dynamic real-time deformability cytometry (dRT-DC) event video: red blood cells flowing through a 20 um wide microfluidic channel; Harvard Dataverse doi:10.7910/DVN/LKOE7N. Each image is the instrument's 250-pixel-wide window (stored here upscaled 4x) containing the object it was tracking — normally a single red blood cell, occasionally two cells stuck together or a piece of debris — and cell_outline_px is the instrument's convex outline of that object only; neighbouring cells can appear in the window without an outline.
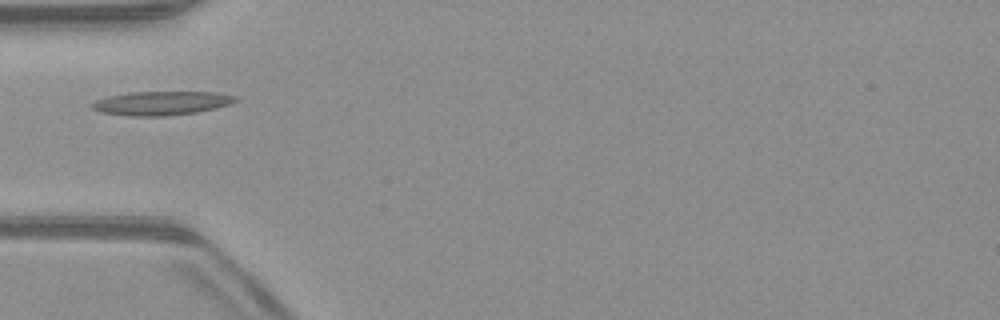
{"species": "common noctule bat (a hibernating species)", "species_latin": "Nyctalus noctula", "temperature_condition": "warm", "stored_images_in_passage": 29, "camera_frame_rate_fps": 3000, "um_per_image_px": 0.085, "animal": {"sex": "male", "body_mass_g": 23.1, "forearm_length_mm": 52.7}, "frame": {"image": 1, "passage_image": 1, "time_ms": 0.0, "image_size_px": [1000, 320], "cell_outline_px": [[240, 100], [216, 108], [196, 112], [164, 116], [128, 116], [100, 112], [92, 108], [88, 104], [96, 100], [108, 96], [128, 92], [216, 92], [240, 96]], "centroid_in_image_um": [13.73, 8.76], "position_along_channel_um": 71.3, "area_um2": 20.17}}
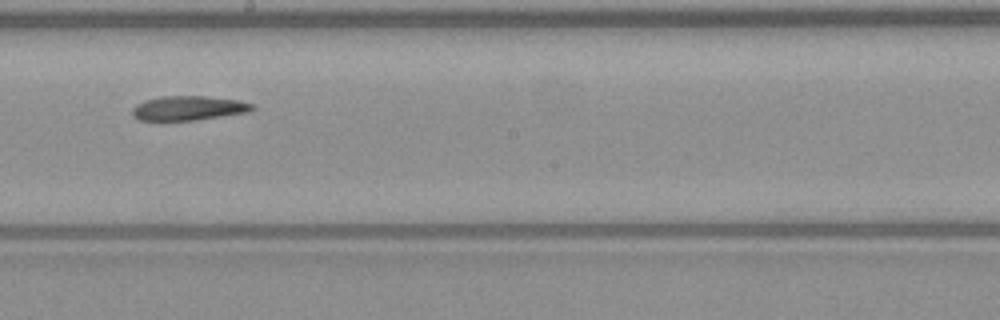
{"frame": {"image": 2, "passage_image": 13, "time_ms": 4.0, "image_size_px": [1000, 320], "cell_outline_px": [[256, 108], [248, 112], [192, 120], [140, 120], [132, 116], [132, 108], [136, 104], [144, 100], [160, 96], [204, 96], [240, 100], [252, 104]], "centroid_in_image_um": [15.99, 9.18], "position_along_channel_um": 232.2, "area_um2": 16.99}}
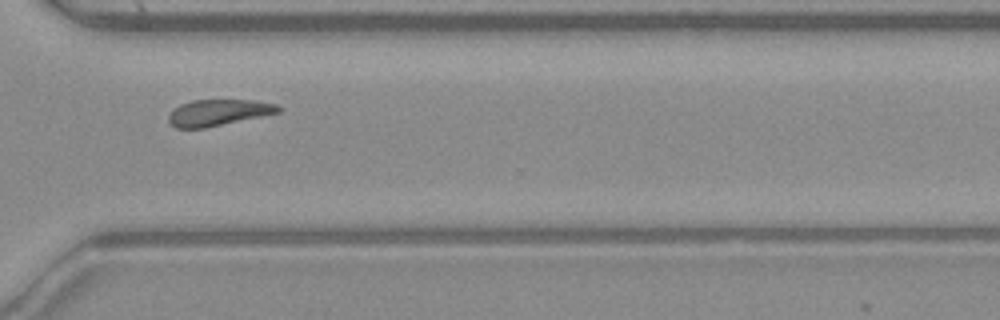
{"frame": {"image": 3, "passage_image": 22, "time_ms": 7.0, "image_size_px": [1000, 320], "cell_outline_px": [[284, 108], [280, 112], [204, 128], [176, 128], [168, 124], [168, 116], [180, 104], [192, 100], [256, 100], [276, 104]], "centroid_in_image_um": [18.57, 9.56], "position_along_channel_um": 352.0, "area_um2": 16.76}}